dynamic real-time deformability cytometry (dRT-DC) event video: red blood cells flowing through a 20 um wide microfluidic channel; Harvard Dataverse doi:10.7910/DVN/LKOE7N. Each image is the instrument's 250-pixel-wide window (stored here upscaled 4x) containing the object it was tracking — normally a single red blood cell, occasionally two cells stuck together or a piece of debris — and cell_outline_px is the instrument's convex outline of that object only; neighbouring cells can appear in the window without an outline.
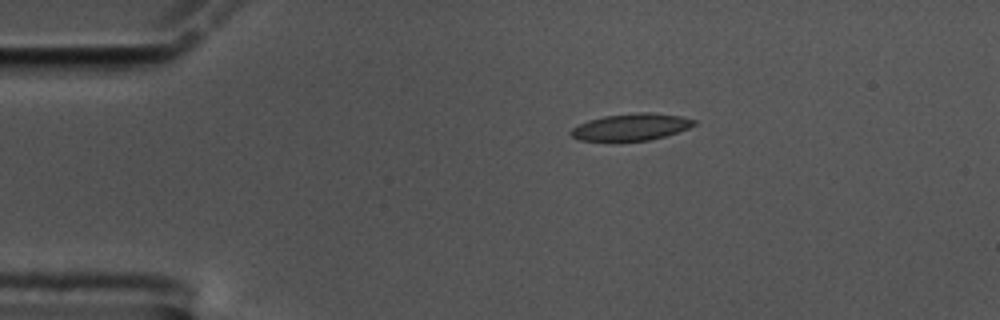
{"species": "common noctule bat (a hibernating species)", "species_latin": "Nyctalus noctula", "temperature_condition": "cold", "stored_images_in_passage": 48, "camera_frame_rate_fps": 3000, "um_per_image_px": 0.085, "animal": {"sex": "male", "body_mass_g": 17.5, "forearm_length_mm": 52.3}, "frame": {"image": 1, "passage_image": 1, "time_ms": 0.0, "image_size_px": [1000, 320], "cell_outline_px": [[696, 124], [688, 128], [664, 136], [648, 140], [620, 144], [612, 144], [580, 140], [572, 136], [568, 132], [572, 128], [588, 120], [604, 116], [636, 112], [648, 112], [680, 116], [696, 120]], "centroid_in_image_um": [53.56, 10.85], "position_along_channel_um": 31.4, "area_um2": 20.06}}
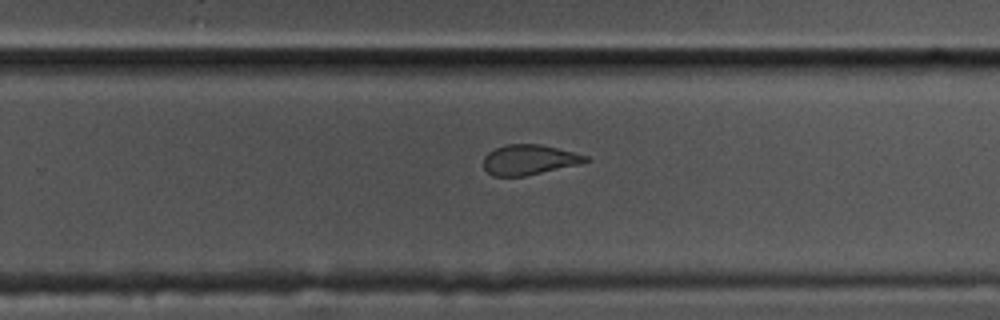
{"frame": {"image": 2, "passage_image": 27, "time_ms": 8.667, "image_size_px": [1000, 320], "cell_outline_px": [[592, 160], [580, 164], [524, 176], [492, 176], [484, 168], [484, 156], [488, 152], [496, 148], [508, 144], [540, 144], [588, 156]], "centroid_in_image_um": [44.98, 13.58], "position_along_channel_um": 284.8, "area_um2": 17.8}}
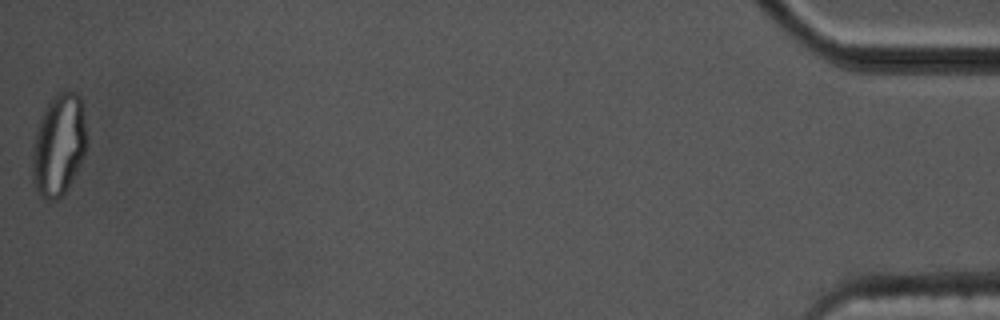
{"frame": {"image": 3, "passage_image": 48, "time_ms": 15.667, "image_size_px": [1000, 320], "cell_outline_px": [[88, 140], [84, 156], [68, 188], [56, 200], [44, 200], [36, 192], [32, 180], [32, 148], [36, 128], [40, 116], [44, 108], [56, 92], [76, 92], [80, 96]], "centroid_in_image_um": [4.97, 12.33], "position_along_channel_um": 430.2, "area_um2": 32.77}, "authors_computed_cell_mechanics": {"area_um2": 19.5364, "velocity_mm_per_s": 3.4555, "shape_relaxation_time_tau1_ms": 5.7417, "shape_relaxation_time_tau2_ms": 1.4887, "deformation_change_tau1": 0.1632, "deformation_change_tau2": 0.0781}}